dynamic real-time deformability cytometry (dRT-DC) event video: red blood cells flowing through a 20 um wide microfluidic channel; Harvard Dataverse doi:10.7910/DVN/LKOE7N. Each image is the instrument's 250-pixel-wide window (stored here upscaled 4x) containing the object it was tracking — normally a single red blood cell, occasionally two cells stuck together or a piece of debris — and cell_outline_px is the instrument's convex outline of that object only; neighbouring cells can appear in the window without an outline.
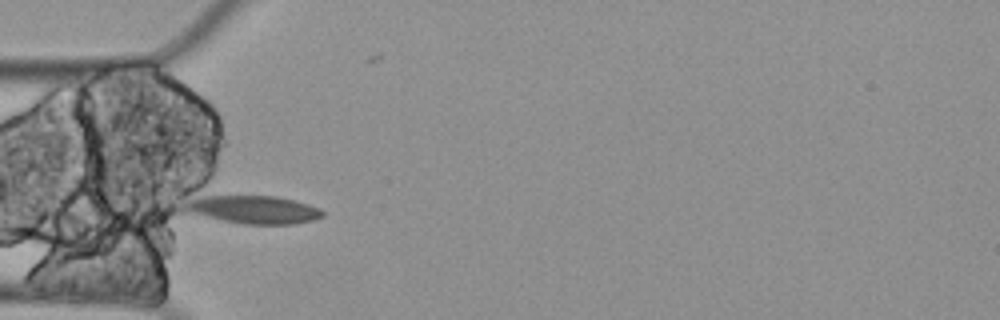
{"species": "Egyptian fruit bat (a non-hibernating species)", "species_latin": "Rousettus aegyptiacus", "temperature_condition": "cold", "stored_images_in_passage": 9, "camera_frame_rate_fps": 3000, "um_per_image_px": 0.085, "animal": {"sex": "female"}, "frame": {"image": 1, "passage_image": 4, "time_ms": 1.0, "image_size_px": [1000, 320], "cell_outline_px": [[324, 216], [312, 220], [292, 224], [244, 224], [224, 220], [188, 212], [184, 208], [200, 192], [204, 192], [276, 196], [308, 204], [320, 208], [324, 212]], "centroid_in_image_um": [21.48, 17.75], "position_along_channel_um": 63.5, "area_um2": 23.24}}
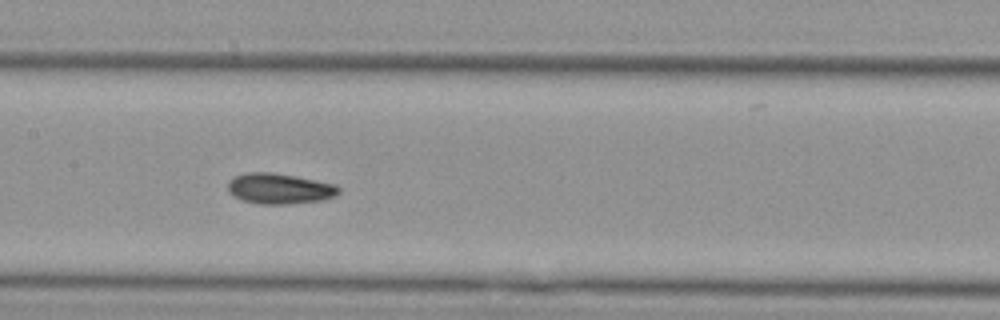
{"frame": {"image": 2, "passage_image": 7, "time_ms": 2.0, "image_size_px": [1000, 320], "cell_outline_px": [[340, 192], [336, 196], [324, 200], [284, 204], [260, 204], [244, 200], [228, 192], [228, 184], [236, 176], [244, 172], [272, 172], [296, 176], [336, 184], [340, 188]], "centroid_in_image_um": [23.81, 16.02], "position_along_channel_um": 183.6, "area_um2": 19.71}}
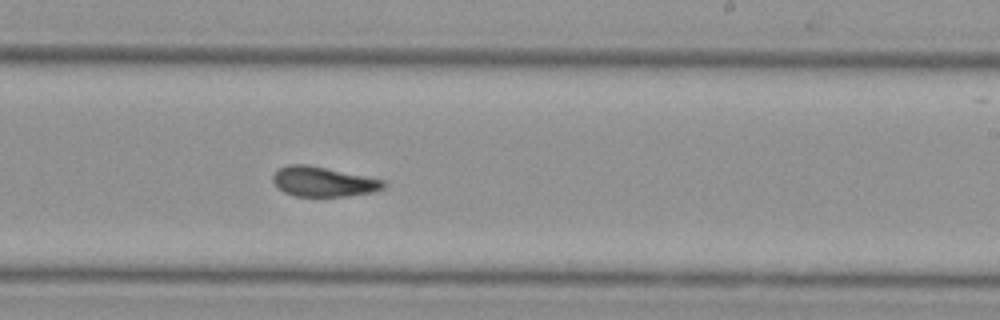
{"frame": {"image": 3, "passage_image": 9, "time_ms": 2.667, "image_size_px": [1000, 320], "cell_outline_px": [[388, 184], [384, 188], [372, 192], [344, 196], [296, 196], [284, 192], [272, 180], [272, 176], [280, 168], [288, 164], [308, 164], [384, 180]], "centroid_in_image_um": [27.49, 15.43], "position_along_channel_um": 261.5, "area_um2": 19.07}}